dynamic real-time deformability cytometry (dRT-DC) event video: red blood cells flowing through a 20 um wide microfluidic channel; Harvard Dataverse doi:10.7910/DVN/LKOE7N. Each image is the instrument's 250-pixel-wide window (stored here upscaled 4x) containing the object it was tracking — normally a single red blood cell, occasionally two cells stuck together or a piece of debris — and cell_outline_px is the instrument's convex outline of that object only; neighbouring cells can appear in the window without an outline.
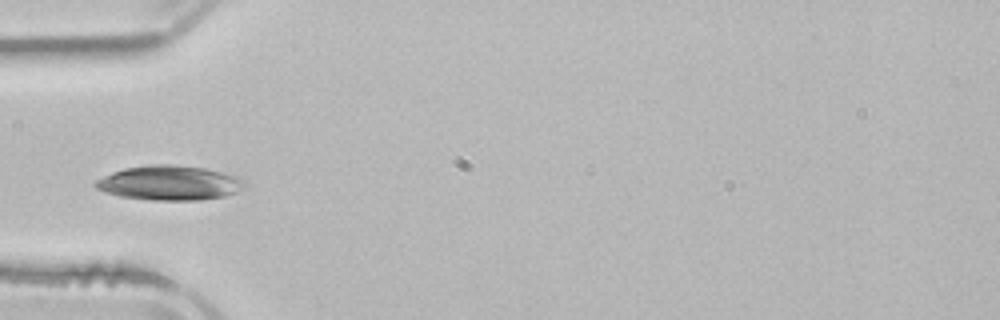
{"species": "common noctule bat (a hibernating species)", "species_latin": "Nyctalus noctula", "temperature_condition": "room temperature", "stored_images_in_passage": 3, "camera_frame_rate_fps": 3000, "um_per_image_px": 0.085, "animal": {"sex": "male", "body_mass_g": 21.5, "forearm_length_mm": 52.0}, "frame": {"image": 1, "passage_image": 3, "time_ms": 2.667, "image_size_px": [1000, 320], "cell_outline_px": [[244, 188], [236, 192], [224, 196], [200, 200], [152, 200], [120, 196], [104, 192], [96, 188], [92, 184], [96, 180], [112, 172], [124, 168], [148, 164], [172, 164], [204, 168], [224, 172], [240, 176], [244, 180]], "centroid_in_image_um": [14.41, 15.54], "position_along_channel_um": 70.6, "area_um2": 30.29}}